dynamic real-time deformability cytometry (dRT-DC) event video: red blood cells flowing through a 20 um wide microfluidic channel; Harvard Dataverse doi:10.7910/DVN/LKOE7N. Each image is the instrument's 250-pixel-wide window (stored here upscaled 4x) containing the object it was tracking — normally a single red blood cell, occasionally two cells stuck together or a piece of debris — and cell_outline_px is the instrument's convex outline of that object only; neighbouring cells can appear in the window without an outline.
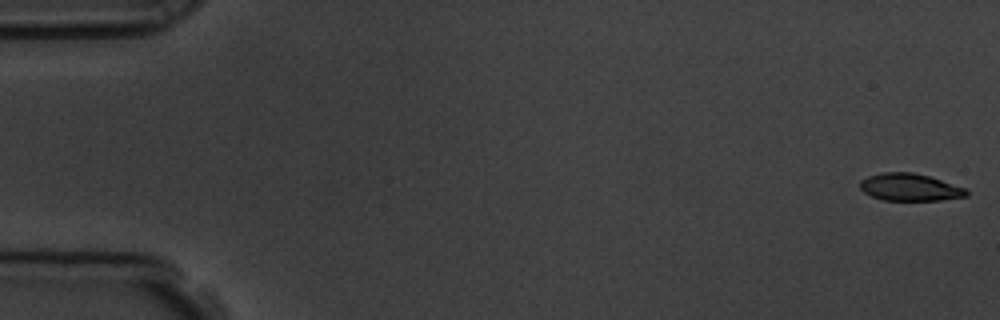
{"species": "common noctule bat (a hibernating species)", "species_latin": "Nyctalus noctula", "temperature_condition": "room temperature", "stored_images_in_passage": 54, "camera_frame_rate_fps": 3000, "um_per_image_px": 0.085, "animal": {"sex": "male", "body_mass_g": 19.5, "forearm_length_mm": 54.6}, "frame": {"image": 1, "passage_image": 1, "time_ms": 0.0, "image_size_px": [1000, 320], "cell_outline_px": [[968, 196], [940, 200], [884, 200], [872, 196], [864, 192], [860, 188], [860, 180], [868, 176], [880, 172], [912, 172], [928, 176], [968, 188]], "centroid_in_image_um": [77.35, 15.91], "position_along_channel_um": 7.6, "area_um2": 16.99}}
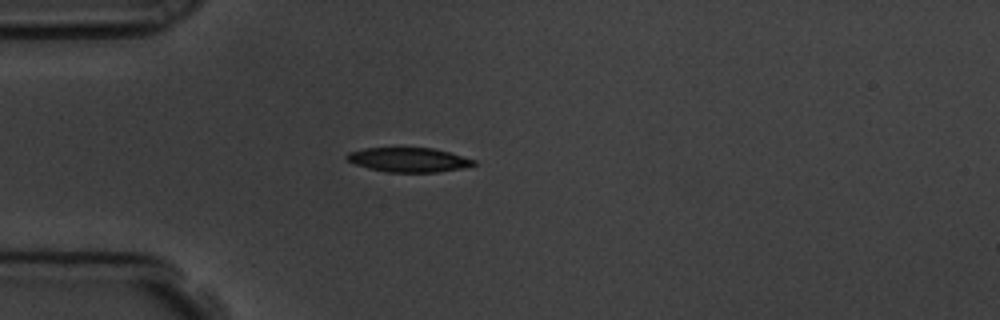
{"frame": {"image": 2, "passage_image": 15, "time_ms": 4.667, "image_size_px": [1000, 320], "cell_outline_px": [[476, 164], [460, 168], [436, 172], [388, 172], [368, 168], [356, 164], [348, 160], [344, 156], [348, 152], [364, 148], [432, 148], [448, 152], [476, 160]], "centroid_in_image_um": [34.7, 13.58], "position_along_channel_um": 50.3, "area_um2": 17.8}}
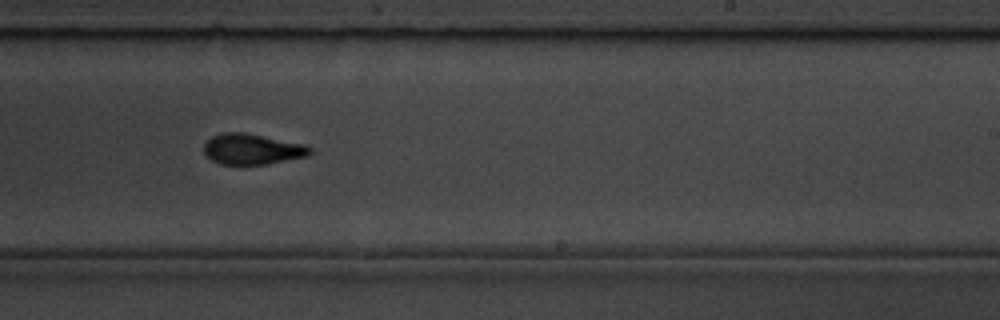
{"frame": {"image": 3, "passage_image": 33, "time_ms": 10.667, "image_size_px": [1000, 320], "cell_outline_px": [[312, 152], [308, 156], [268, 164], [220, 164], [204, 156], [204, 144], [212, 136], [224, 132], [244, 132], [304, 144], [312, 148]], "centroid_in_image_um": [21.43, 12.68], "position_along_channel_um": 267.6, "area_um2": 19.02}, "authors_computed_cell_mechanics": {"area_um2": 18.5249, "velocity_mm_per_s": 3.833, "shape_relaxation_time_tau1_ms": 3.2072, "shape_relaxation_time_tau2_ms": 2.8035, "deformation_change_tau1": 0.157, "deformation_change_tau2": 0.0942}}